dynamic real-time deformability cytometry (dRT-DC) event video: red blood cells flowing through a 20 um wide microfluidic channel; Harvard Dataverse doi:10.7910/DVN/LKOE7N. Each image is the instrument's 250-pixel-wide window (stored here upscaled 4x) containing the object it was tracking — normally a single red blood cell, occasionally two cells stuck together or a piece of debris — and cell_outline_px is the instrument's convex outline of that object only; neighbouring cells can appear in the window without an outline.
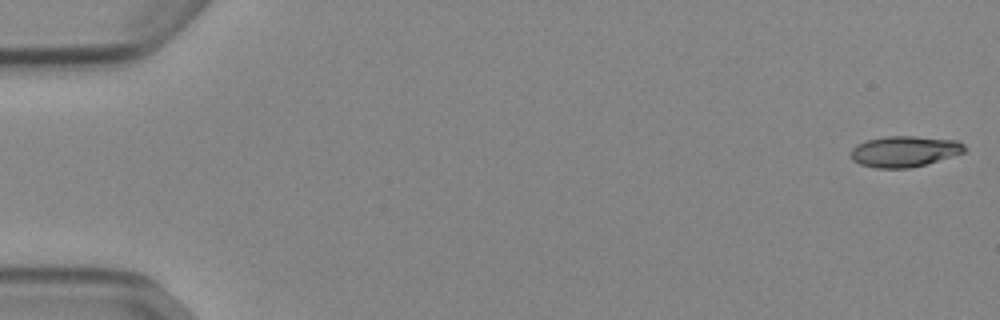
{"species": "Egyptian fruit bat (a non-hibernating species)", "species_latin": "Rousettus aegyptiacus", "temperature_condition": "cold", "stored_images_in_passage": 52, "camera_frame_rate_fps": 3000, "um_per_image_px": 0.085, "animal": {"sex": "female"}, "frame": {"image": 1, "passage_image": 1, "time_ms": 0.0, "image_size_px": [1000, 320], "cell_outline_px": [[968, 148], [964, 152], [924, 164], [908, 168], [876, 168], [860, 164], [852, 160], [848, 156], [852, 148], [856, 144], [868, 140], [888, 136], [916, 136], [960, 140]], "centroid_in_image_um": [76.86, 12.86], "position_along_channel_um": 8.1, "area_um2": 20.58}}
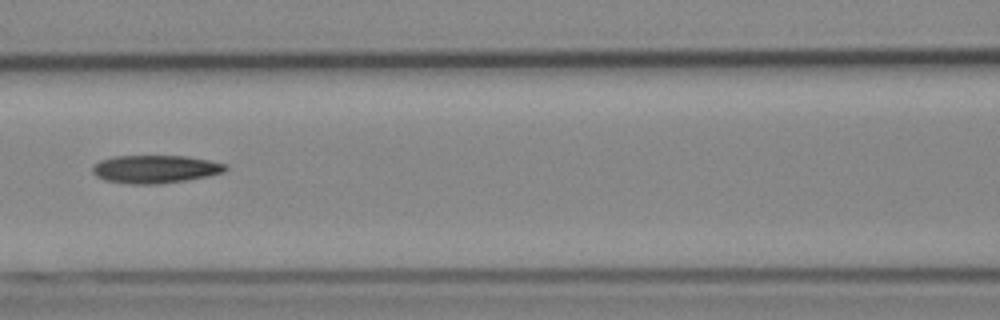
{"frame": {"image": 2, "passage_image": 24, "time_ms": 7.667, "image_size_px": [1000, 320], "cell_outline_px": [[228, 168], [224, 172], [208, 176], [188, 180], [160, 184], [128, 184], [104, 180], [96, 176], [92, 172], [92, 164], [100, 160], [112, 156], [184, 156], [208, 160], [228, 164]], "centroid_in_image_um": [13.17, 14.38], "position_along_channel_um": 153.4, "area_um2": 21.96}}
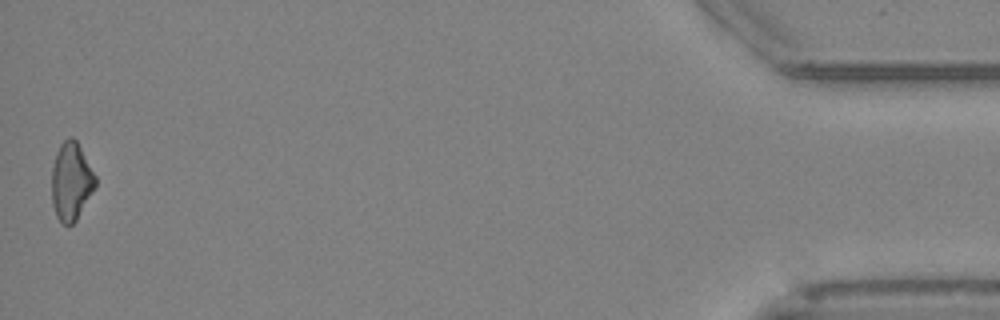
{"frame": {"image": 3, "passage_image": 52, "time_ms": 17.0, "image_size_px": [1000, 320], "cell_outline_px": [[96, 188], [76, 220], [72, 224], [64, 224], [56, 216], [52, 204], [52, 168], [56, 152], [60, 144], [68, 136], [72, 136], [76, 140], [96, 176]], "centroid_in_image_um": [6.05, 15.41], "position_along_channel_um": 429.1, "area_um2": 19.88}, "authors_computed_cell_mechanics": {"area_um2": 20.8658, "velocity_mm_per_s": 3.9033, "shape_relaxation_time_tau1_ms": 10.4247, "shape_relaxation_time_tau2_ms": null, "deformation_change_tau1": 0.226, "deformation_change_tau2": null}}